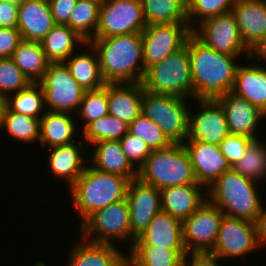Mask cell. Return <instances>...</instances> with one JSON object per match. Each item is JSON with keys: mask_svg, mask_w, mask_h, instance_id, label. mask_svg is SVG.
I'll list each match as a JSON object with an SVG mask.
<instances>
[{"mask_svg": "<svg viewBox=\"0 0 266 266\" xmlns=\"http://www.w3.org/2000/svg\"><path fill=\"white\" fill-rule=\"evenodd\" d=\"M186 45L190 58L193 99H217L233 89L239 57L207 47L191 34Z\"/></svg>", "mask_w": 266, "mask_h": 266, "instance_id": "1", "label": "cell"}, {"mask_svg": "<svg viewBox=\"0 0 266 266\" xmlns=\"http://www.w3.org/2000/svg\"><path fill=\"white\" fill-rule=\"evenodd\" d=\"M78 0H48L56 25H67L70 14Z\"/></svg>", "mask_w": 266, "mask_h": 266, "instance_id": "46", "label": "cell"}, {"mask_svg": "<svg viewBox=\"0 0 266 266\" xmlns=\"http://www.w3.org/2000/svg\"><path fill=\"white\" fill-rule=\"evenodd\" d=\"M18 6L0 0V27L17 28Z\"/></svg>", "mask_w": 266, "mask_h": 266, "instance_id": "47", "label": "cell"}, {"mask_svg": "<svg viewBox=\"0 0 266 266\" xmlns=\"http://www.w3.org/2000/svg\"><path fill=\"white\" fill-rule=\"evenodd\" d=\"M76 113L78 118H81L79 120L85 122L83 127L90 122L109 115L107 83L102 88L86 90Z\"/></svg>", "mask_w": 266, "mask_h": 266, "instance_id": "41", "label": "cell"}, {"mask_svg": "<svg viewBox=\"0 0 266 266\" xmlns=\"http://www.w3.org/2000/svg\"><path fill=\"white\" fill-rule=\"evenodd\" d=\"M146 26L141 0H104L94 38L141 33Z\"/></svg>", "mask_w": 266, "mask_h": 266, "instance_id": "10", "label": "cell"}, {"mask_svg": "<svg viewBox=\"0 0 266 266\" xmlns=\"http://www.w3.org/2000/svg\"><path fill=\"white\" fill-rule=\"evenodd\" d=\"M126 199L130 209L131 232L137 237L161 209L160 190L139 178L129 182Z\"/></svg>", "mask_w": 266, "mask_h": 266, "instance_id": "16", "label": "cell"}, {"mask_svg": "<svg viewBox=\"0 0 266 266\" xmlns=\"http://www.w3.org/2000/svg\"><path fill=\"white\" fill-rule=\"evenodd\" d=\"M80 242L72 244L67 266H117L126 257L113 244Z\"/></svg>", "mask_w": 266, "mask_h": 266, "instance_id": "27", "label": "cell"}, {"mask_svg": "<svg viewBox=\"0 0 266 266\" xmlns=\"http://www.w3.org/2000/svg\"><path fill=\"white\" fill-rule=\"evenodd\" d=\"M55 25L48 0H26L18 6L17 28L22 40L41 42Z\"/></svg>", "mask_w": 266, "mask_h": 266, "instance_id": "21", "label": "cell"}, {"mask_svg": "<svg viewBox=\"0 0 266 266\" xmlns=\"http://www.w3.org/2000/svg\"><path fill=\"white\" fill-rule=\"evenodd\" d=\"M141 83L144 90L152 93L193 100V81L187 45L161 62L148 67Z\"/></svg>", "mask_w": 266, "mask_h": 266, "instance_id": "6", "label": "cell"}, {"mask_svg": "<svg viewBox=\"0 0 266 266\" xmlns=\"http://www.w3.org/2000/svg\"><path fill=\"white\" fill-rule=\"evenodd\" d=\"M231 12L243 43L251 51L266 37V0H235Z\"/></svg>", "mask_w": 266, "mask_h": 266, "instance_id": "20", "label": "cell"}, {"mask_svg": "<svg viewBox=\"0 0 266 266\" xmlns=\"http://www.w3.org/2000/svg\"><path fill=\"white\" fill-rule=\"evenodd\" d=\"M130 180L87 166L70 187L73 208L80 215V225L95 211L127 196Z\"/></svg>", "mask_w": 266, "mask_h": 266, "instance_id": "3", "label": "cell"}, {"mask_svg": "<svg viewBox=\"0 0 266 266\" xmlns=\"http://www.w3.org/2000/svg\"><path fill=\"white\" fill-rule=\"evenodd\" d=\"M119 141L130 163L139 170L145 164L147 157L151 153V149L139 137L129 133Z\"/></svg>", "mask_w": 266, "mask_h": 266, "instance_id": "43", "label": "cell"}, {"mask_svg": "<svg viewBox=\"0 0 266 266\" xmlns=\"http://www.w3.org/2000/svg\"><path fill=\"white\" fill-rule=\"evenodd\" d=\"M92 145L93 153H90V157L88 156L90 166L103 172L128 178L130 181L138 178V170L123 152L120 141H99Z\"/></svg>", "mask_w": 266, "mask_h": 266, "instance_id": "25", "label": "cell"}, {"mask_svg": "<svg viewBox=\"0 0 266 266\" xmlns=\"http://www.w3.org/2000/svg\"><path fill=\"white\" fill-rule=\"evenodd\" d=\"M40 43L47 60L59 63L77 51L75 46L84 47L87 42L67 25H55Z\"/></svg>", "mask_w": 266, "mask_h": 266, "instance_id": "30", "label": "cell"}, {"mask_svg": "<svg viewBox=\"0 0 266 266\" xmlns=\"http://www.w3.org/2000/svg\"><path fill=\"white\" fill-rule=\"evenodd\" d=\"M138 178L159 190L168 187L198 184L190 158L183 143L151 151L138 170Z\"/></svg>", "mask_w": 266, "mask_h": 266, "instance_id": "5", "label": "cell"}, {"mask_svg": "<svg viewBox=\"0 0 266 266\" xmlns=\"http://www.w3.org/2000/svg\"><path fill=\"white\" fill-rule=\"evenodd\" d=\"M254 140L244 135L228 134L219 146L222 154L232 167L244 156L249 145Z\"/></svg>", "mask_w": 266, "mask_h": 266, "instance_id": "44", "label": "cell"}, {"mask_svg": "<svg viewBox=\"0 0 266 266\" xmlns=\"http://www.w3.org/2000/svg\"><path fill=\"white\" fill-rule=\"evenodd\" d=\"M202 187L187 184L161 189L162 211L183 222L207 200V190Z\"/></svg>", "mask_w": 266, "mask_h": 266, "instance_id": "22", "label": "cell"}, {"mask_svg": "<svg viewBox=\"0 0 266 266\" xmlns=\"http://www.w3.org/2000/svg\"><path fill=\"white\" fill-rule=\"evenodd\" d=\"M128 133L139 137L151 151L165 149L173 144L162 129L142 113L129 125Z\"/></svg>", "mask_w": 266, "mask_h": 266, "instance_id": "40", "label": "cell"}, {"mask_svg": "<svg viewBox=\"0 0 266 266\" xmlns=\"http://www.w3.org/2000/svg\"><path fill=\"white\" fill-rule=\"evenodd\" d=\"M101 2L78 0L70 14L67 26L89 43L95 37Z\"/></svg>", "mask_w": 266, "mask_h": 266, "instance_id": "35", "label": "cell"}, {"mask_svg": "<svg viewBox=\"0 0 266 266\" xmlns=\"http://www.w3.org/2000/svg\"><path fill=\"white\" fill-rule=\"evenodd\" d=\"M83 139L89 147L99 141H119L128 133L129 124L111 115L104 116L96 121L88 123L82 129Z\"/></svg>", "mask_w": 266, "mask_h": 266, "instance_id": "38", "label": "cell"}, {"mask_svg": "<svg viewBox=\"0 0 266 266\" xmlns=\"http://www.w3.org/2000/svg\"><path fill=\"white\" fill-rule=\"evenodd\" d=\"M69 112L46 110L40 118V139L42 147H55L76 142V118Z\"/></svg>", "mask_w": 266, "mask_h": 266, "instance_id": "28", "label": "cell"}, {"mask_svg": "<svg viewBox=\"0 0 266 266\" xmlns=\"http://www.w3.org/2000/svg\"><path fill=\"white\" fill-rule=\"evenodd\" d=\"M4 100L0 99V129H1V115L3 110Z\"/></svg>", "mask_w": 266, "mask_h": 266, "instance_id": "53", "label": "cell"}, {"mask_svg": "<svg viewBox=\"0 0 266 266\" xmlns=\"http://www.w3.org/2000/svg\"><path fill=\"white\" fill-rule=\"evenodd\" d=\"M12 60L31 83H39L49 65L40 42L22 40L13 52Z\"/></svg>", "mask_w": 266, "mask_h": 266, "instance_id": "31", "label": "cell"}, {"mask_svg": "<svg viewBox=\"0 0 266 266\" xmlns=\"http://www.w3.org/2000/svg\"><path fill=\"white\" fill-rule=\"evenodd\" d=\"M193 101L198 103L200 111L193 112V115L192 110L189 111L187 140L219 145L229 134L222 105L217 99H193Z\"/></svg>", "mask_w": 266, "mask_h": 266, "instance_id": "15", "label": "cell"}, {"mask_svg": "<svg viewBox=\"0 0 266 266\" xmlns=\"http://www.w3.org/2000/svg\"><path fill=\"white\" fill-rule=\"evenodd\" d=\"M39 83L43 88L46 110L77 112L86 90L71 76L64 62L49 63Z\"/></svg>", "mask_w": 266, "mask_h": 266, "instance_id": "9", "label": "cell"}, {"mask_svg": "<svg viewBox=\"0 0 266 266\" xmlns=\"http://www.w3.org/2000/svg\"><path fill=\"white\" fill-rule=\"evenodd\" d=\"M187 100L143 89L141 113L160 127L172 143H184L188 138L191 106Z\"/></svg>", "mask_w": 266, "mask_h": 266, "instance_id": "8", "label": "cell"}, {"mask_svg": "<svg viewBox=\"0 0 266 266\" xmlns=\"http://www.w3.org/2000/svg\"><path fill=\"white\" fill-rule=\"evenodd\" d=\"M79 227L82 240L93 243L117 245L115 243L123 240V244L129 242L130 248L136 239L131 232L130 209L126 198L95 211Z\"/></svg>", "mask_w": 266, "mask_h": 266, "instance_id": "7", "label": "cell"}, {"mask_svg": "<svg viewBox=\"0 0 266 266\" xmlns=\"http://www.w3.org/2000/svg\"><path fill=\"white\" fill-rule=\"evenodd\" d=\"M142 83H107L109 115L131 124L141 113Z\"/></svg>", "mask_w": 266, "mask_h": 266, "instance_id": "24", "label": "cell"}, {"mask_svg": "<svg viewBox=\"0 0 266 266\" xmlns=\"http://www.w3.org/2000/svg\"><path fill=\"white\" fill-rule=\"evenodd\" d=\"M7 2H10L12 4H15L17 6H20L21 4H23L26 0H5Z\"/></svg>", "mask_w": 266, "mask_h": 266, "instance_id": "52", "label": "cell"}, {"mask_svg": "<svg viewBox=\"0 0 266 266\" xmlns=\"http://www.w3.org/2000/svg\"><path fill=\"white\" fill-rule=\"evenodd\" d=\"M258 248L253 222L223 215L217 240L209 255L217 260L237 258Z\"/></svg>", "mask_w": 266, "mask_h": 266, "instance_id": "14", "label": "cell"}, {"mask_svg": "<svg viewBox=\"0 0 266 266\" xmlns=\"http://www.w3.org/2000/svg\"><path fill=\"white\" fill-rule=\"evenodd\" d=\"M132 246L186 250L183 244L182 222L161 210L151 220L149 226L136 237Z\"/></svg>", "mask_w": 266, "mask_h": 266, "instance_id": "19", "label": "cell"}, {"mask_svg": "<svg viewBox=\"0 0 266 266\" xmlns=\"http://www.w3.org/2000/svg\"><path fill=\"white\" fill-rule=\"evenodd\" d=\"M1 130L24 144L36 143L40 139V119L10 111L3 105Z\"/></svg>", "mask_w": 266, "mask_h": 266, "instance_id": "33", "label": "cell"}, {"mask_svg": "<svg viewBox=\"0 0 266 266\" xmlns=\"http://www.w3.org/2000/svg\"><path fill=\"white\" fill-rule=\"evenodd\" d=\"M147 25L187 23V0H141Z\"/></svg>", "mask_w": 266, "mask_h": 266, "instance_id": "32", "label": "cell"}, {"mask_svg": "<svg viewBox=\"0 0 266 266\" xmlns=\"http://www.w3.org/2000/svg\"><path fill=\"white\" fill-rule=\"evenodd\" d=\"M100 71L106 83H141L145 74L142 34L94 38Z\"/></svg>", "mask_w": 266, "mask_h": 266, "instance_id": "2", "label": "cell"}, {"mask_svg": "<svg viewBox=\"0 0 266 266\" xmlns=\"http://www.w3.org/2000/svg\"><path fill=\"white\" fill-rule=\"evenodd\" d=\"M217 100L225 111L229 134L244 135L255 140L260 139L255 133L260 126L258 124L266 118L264 113L232 91L218 97Z\"/></svg>", "mask_w": 266, "mask_h": 266, "instance_id": "18", "label": "cell"}, {"mask_svg": "<svg viewBox=\"0 0 266 266\" xmlns=\"http://www.w3.org/2000/svg\"><path fill=\"white\" fill-rule=\"evenodd\" d=\"M256 238L259 247L266 245V207L264 208L263 203L260 212L254 221Z\"/></svg>", "mask_w": 266, "mask_h": 266, "instance_id": "49", "label": "cell"}, {"mask_svg": "<svg viewBox=\"0 0 266 266\" xmlns=\"http://www.w3.org/2000/svg\"><path fill=\"white\" fill-rule=\"evenodd\" d=\"M245 178L261 182L266 178V141L254 140L244 156L231 167Z\"/></svg>", "mask_w": 266, "mask_h": 266, "instance_id": "37", "label": "cell"}, {"mask_svg": "<svg viewBox=\"0 0 266 266\" xmlns=\"http://www.w3.org/2000/svg\"><path fill=\"white\" fill-rule=\"evenodd\" d=\"M117 266H132L131 260L126 256Z\"/></svg>", "mask_w": 266, "mask_h": 266, "instance_id": "51", "label": "cell"}, {"mask_svg": "<svg viewBox=\"0 0 266 266\" xmlns=\"http://www.w3.org/2000/svg\"><path fill=\"white\" fill-rule=\"evenodd\" d=\"M85 46H87V50L88 48L90 50L73 53L64 63L68 67L71 76L81 87L85 90H96L104 87L106 82L101 75L96 50L89 43H86Z\"/></svg>", "mask_w": 266, "mask_h": 266, "instance_id": "29", "label": "cell"}, {"mask_svg": "<svg viewBox=\"0 0 266 266\" xmlns=\"http://www.w3.org/2000/svg\"><path fill=\"white\" fill-rule=\"evenodd\" d=\"M183 145L189 155L197 183L205 190L209 189L225 171L231 169L219 145L195 140H186Z\"/></svg>", "mask_w": 266, "mask_h": 266, "instance_id": "17", "label": "cell"}, {"mask_svg": "<svg viewBox=\"0 0 266 266\" xmlns=\"http://www.w3.org/2000/svg\"><path fill=\"white\" fill-rule=\"evenodd\" d=\"M223 213L208 199L182 222L183 244L190 254H209L217 240Z\"/></svg>", "mask_w": 266, "mask_h": 266, "instance_id": "11", "label": "cell"}, {"mask_svg": "<svg viewBox=\"0 0 266 266\" xmlns=\"http://www.w3.org/2000/svg\"><path fill=\"white\" fill-rule=\"evenodd\" d=\"M257 184L231 168L207 189V199L224 215L254 223L262 206Z\"/></svg>", "mask_w": 266, "mask_h": 266, "instance_id": "4", "label": "cell"}, {"mask_svg": "<svg viewBox=\"0 0 266 266\" xmlns=\"http://www.w3.org/2000/svg\"><path fill=\"white\" fill-rule=\"evenodd\" d=\"M234 2L235 0H187V23L194 29L205 19L231 12Z\"/></svg>", "mask_w": 266, "mask_h": 266, "instance_id": "39", "label": "cell"}, {"mask_svg": "<svg viewBox=\"0 0 266 266\" xmlns=\"http://www.w3.org/2000/svg\"><path fill=\"white\" fill-rule=\"evenodd\" d=\"M197 27L192 29V34L207 47L235 57L246 51V60L250 58V50L240 37L232 12L205 19Z\"/></svg>", "mask_w": 266, "mask_h": 266, "instance_id": "12", "label": "cell"}, {"mask_svg": "<svg viewBox=\"0 0 266 266\" xmlns=\"http://www.w3.org/2000/svg\"><path fill=\"white\" fill-rule=\"evenodd\" d=\"M21 41L18 28L0 27V58L12 57Z\"/></svg>", "mask_w": 266, "mask_h": 266, "instance_id": "45", "label": "cell"}, {"mask_svg": "<svg viewBox=\"0 0 266 266\" xmlns=\"http://www.w3.org/2000/svg\"><path fill=\"white\" fill-rule=\"evenodd\" d=\"M30 83L11 57L0 58V99L5 100L7 96L25 89Z\"/></svg>", "mask_w": 266, "mask_h": 266, "instance_id": "42", "label": "cell"}, {"mask_svg": "<svg viewBox=\"0 0 266 266\" xmlns=\"http://www.w3.org/2000/svg\"><path fill=\"white\" fill-rule=\"evenodd\" d=\"M77 142L49 148L50 154L47 158L51 173L55 178L65 179L69 188L86 169V164H89V158L84 154L86 145H83V141Z\"/></svg>", "mask_w": 266, "mask_h": 266, "instance_id": "23", "label": "cell"}, {"mask_svg": "<svg viewBox=\"0 0 266 266\" xmlns=\"http://www.w3.org/2000/svg\"><path fill=\"white\" fill-rule=\"evenodd\" d=\"M126 255L132 266H181L186 250H166L153 246H131Z\"/></svg>", "mask_w": 266, "mask_h": 266, "instance_id": "34", "label": "cell"}, {"mask_svg": "<svg viewBox=\"0 0 266 266\" xmlns=\"http://www.w3.org/2000/svg\"><path fill=\"white\" fill-rule=\"evenodd\" d=\"M246 64L237 66L231 91L266 115V65H249L248 61Z\"/></svg>", "mask_w": 266, "mask_h": 266, "instance_id": "26", "label": "cell"}, {"mask_svg": "<svg viewBox=\"0 0 266 266\" xmlns=\"http://www.w3.org/2000/svg\"><path fill=\"white\" fill-rule=\"evenodd\" d=\"M190 255L191 256L187 254L185 256L181 266H220L221 265L218 263V260L215 257L209 254H190Z\"/></svg>", "mask_w": 266, "mask_h": 266, "instance_id": "48", "label": "cell"}, {"mask_svg": "<svg viewBox=\"0 0 266 266\" xmlns=\"http://www.w3.org/2000/svg\"><path fill=\"white\" fill-rule=\"evenodd\" d=\"M4 105L10 111L38 119L46 112L43 110L46 108H44V92L40 83H30L25 89L7 96Z\"/></svg>", "mask_w": 266, "mask_h": 266, "instance_id": "36", "label": "cell"}, {"mask_svg": "<svg viewBox=\"0 0 266 266\" xmlns=\"http://www.w3.org/2000/svg\"><path fill=\"white\" fill-rule=\"evenodd\" d=\"M145 70L182 48L192 34L188 23L152 24L141 32Z\"/></svg>", "mask_w": 266, "mask_h": 266, "instance_id": "13", "label": "cell"}, {"mask_svg": "<svg viewBox=\"0 0 266 266\" xmlns=\"http://www.w3.org/2000/svg\"><path fill=\"white\" fill-rule=\"evenodd\" d=\"M254 58L255 60L258 58L259 63L264 62V60L266 61V37L258 42L250 51V58L248 60L251 62Z\"/></svg>", "mask_w": 266, "mask_h": 266, "instance_id": "50", "label": "cell"}]
</instances>
